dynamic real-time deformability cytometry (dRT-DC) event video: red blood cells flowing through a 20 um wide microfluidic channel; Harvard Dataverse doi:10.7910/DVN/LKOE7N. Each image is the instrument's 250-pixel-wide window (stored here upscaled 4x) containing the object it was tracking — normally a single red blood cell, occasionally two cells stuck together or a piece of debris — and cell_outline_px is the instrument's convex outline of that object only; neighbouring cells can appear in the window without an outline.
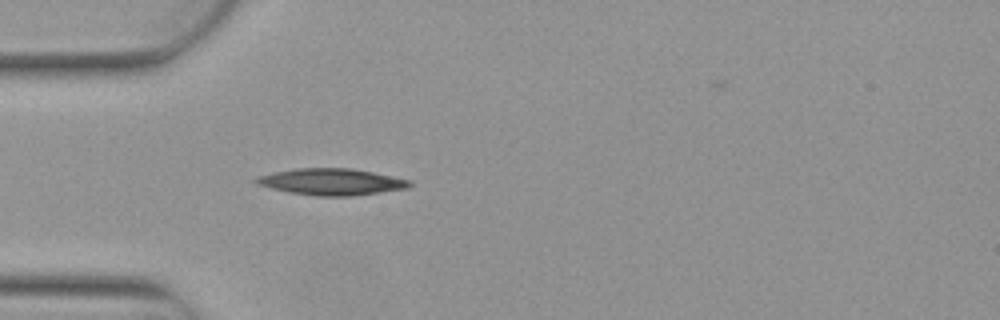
{"species": "Egyptian fruit bat (a non-hibernating species)", "species_latin": "Rousettus aegyptiacus", "temperature_condition": "warm", "stored_images_in_passage": 5, "camera_frame_rate_fps": 3000, "um_per_image_px": 0.085, "animal": {"sex": "female"}, "frame": {"image": 1, "passage_image": 5, "time_ms": 1.333, "image_size_px": [1000, 320], "cell_outline_px": [[412, 184], [408, 188], [352, 196], [320, 196], [288, 192], [256, 184], [252, 180], [256, 176], [296, 168], [352, 168], [412, 180]], "centroid_in_image_um": [28.17, 15.45], "position_along_channel_um": 56.8, "area_um2": 23.7}}